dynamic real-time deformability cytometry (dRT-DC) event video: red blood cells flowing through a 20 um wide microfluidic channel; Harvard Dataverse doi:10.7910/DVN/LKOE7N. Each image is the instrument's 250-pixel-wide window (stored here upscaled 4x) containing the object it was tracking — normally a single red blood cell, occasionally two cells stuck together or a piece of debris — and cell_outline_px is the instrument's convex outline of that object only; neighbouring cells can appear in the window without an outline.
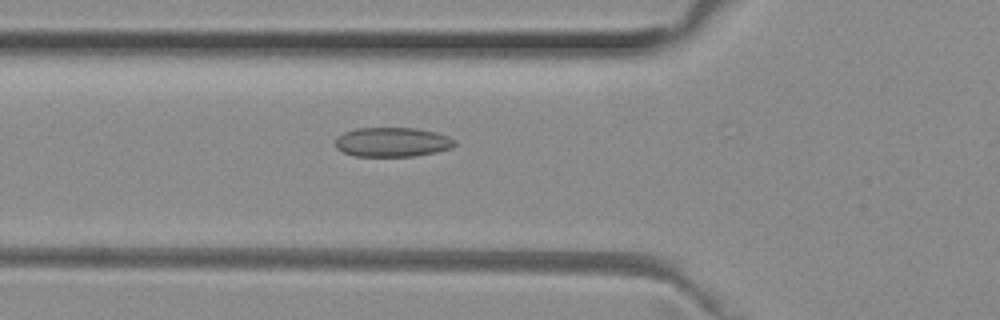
{"species": "common noctule bat (a hibernating species)", "species_latin": "Nyctalus noctula", "temperature_condition": "room temperature", "stored_images_in_passage": 10, "camera_frame_rate_fps": 3000, "um_per_image_px": 0.085, "animal": {"sex": "female", "body_mass_g": 29.2, "forearm_length_mm": 56.3}, "frame": {"image": 1, "passage_image": 3, "time_ms": 0.667, "image_size_px": [1000, 320], "cell_outline_px": [[456, 144], [452, 148], [436, 152], [416, 156], [352, 156], [336, 148], [336, 136], [344, 132], [356, 128], [416, 128], [436, 132], [448, 136], [456, 140]], "centroid_in_image_um": [33.36, 12.08], "position_along_channel_um": 92.4, "area_um2": 20.63}}
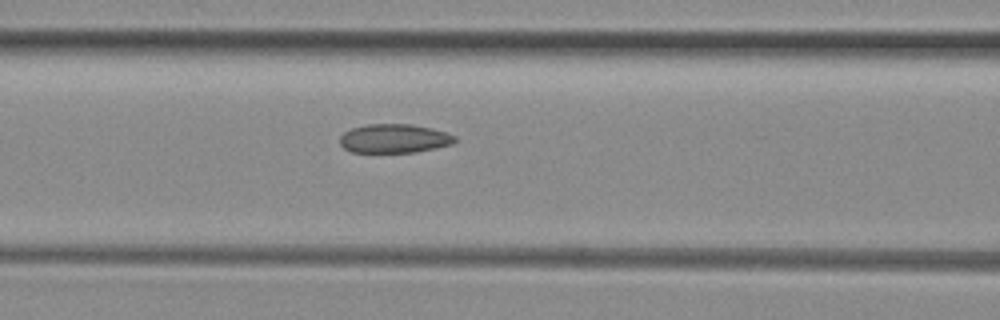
{"frame": {"image": 2, "passage_image": 6, "time_ms": 1.667, "image_size_px": [1000, 320], "cell_outline_px": [[456, 140], [452, 144], [416, 152], [352, 152], [344, 148], [340, 144], [340, 136], [344, 132], [352, 128], [368, 124], [412, 124], [432, 128], [448, 132], [456, 136]], "centroid_in_image_um": [33.52, 11.76], "position_along_channel_um": 133.1, "area_um2": 19.42}}
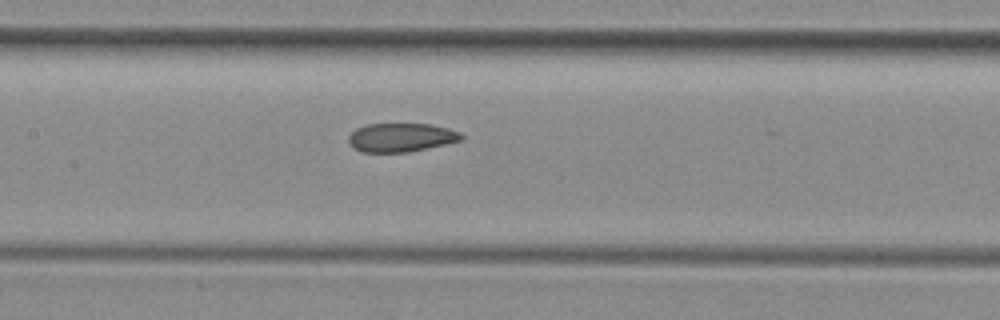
{"frame": {"image": 3, "passage_image": 9, "time_ms": 2.667, "image_size_px": [1000, 320], "cell_outline_px": [[464, 140], [408, 152], [360, 152], [348, 140], [348, 136], [356, 128], [368, 124], [432, 124], [448, 128], [460, 132], [464, 136]], "centroid_in_image_um": [34.13, 11.68], "position_along_channel_um": 173.3, "area_um2": 18.84}}